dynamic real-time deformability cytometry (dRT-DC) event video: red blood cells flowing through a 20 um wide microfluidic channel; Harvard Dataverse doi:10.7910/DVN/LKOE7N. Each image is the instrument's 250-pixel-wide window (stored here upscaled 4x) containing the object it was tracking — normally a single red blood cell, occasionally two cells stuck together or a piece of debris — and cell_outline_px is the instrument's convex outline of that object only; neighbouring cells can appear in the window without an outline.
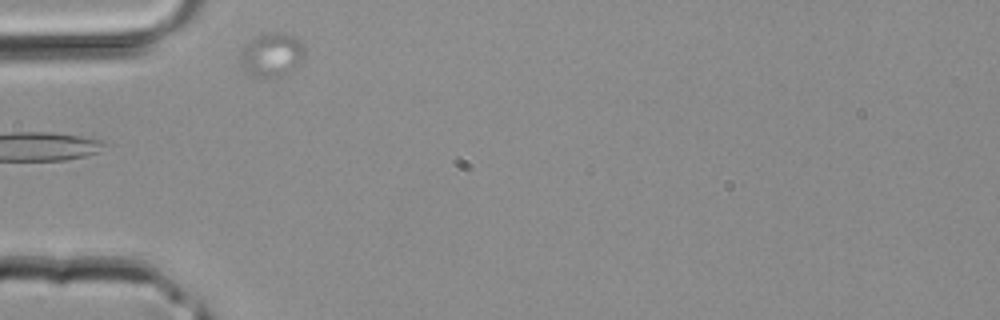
{"species": "common noctule bat (a hibernating species)", "species_latin": "Nyctalus noctula", "temperature_condition": "room temperature", "stored_images_in_passage": 23, "camera_frame_rate_fps": 3000, "um_per_image_px": 0.085, "animal": {"sex": "male", "body_mass_g": 20.4}, "frame": {"image": 1, "passage_image": 1, "time_ms": 0.0, "image_size_px": [1000, 320], "cell_outline_px": [[304, 60], [288, 72], [280, 76], [252, 76], [240, 64], [240, 60], [248, 44], [260, 32], [284, 32], [296, 36], [304, 40]], "centroid_in_image_um": [23.19, 4.6], "position_along_channel_um": 61.8, "area_um2": 16.36}}
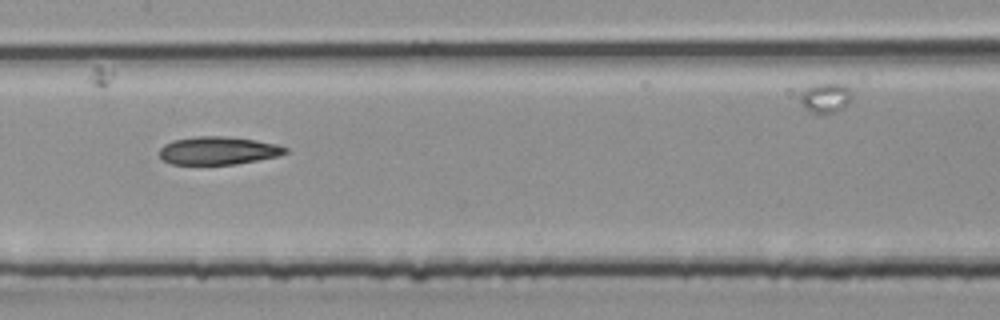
{"frame": {"image": 2, "passage_image": 7, "time_ms": 2.0, "image_size_px": [1000, 320], "cell_outline_px": [[288, 152], [280, 156], [236, 164], [172, 164], [164, 160], [160, 156], [160, 148], [164, 144], [172, 140], [196, 136], [224, 136], [256, 140], [276, 144], [288, 148]], "centroid_in_image_um": [18.56, 12.79], "position_along_channel_um": 188.8, "area_um2": 20.58}}
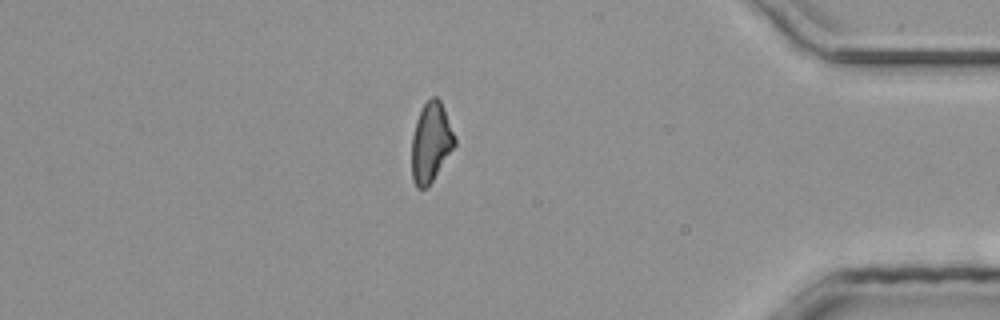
{"frame": {"image": 3, "passage_image": 21, "time_ms": 6.667, "image_size_px": [1000, 320], "cell_outline_px": [[456, 144], [428, 188], [416, 188], [412, 180], [412, 136], [416, 120], [424, 104], [432, 96], [436, 96], [440, 100], [444, 108], [456, 136]], "centroid_in_image_um": [36.63, 12.12], "position_along_channel_um": 398.6, "area_um2": 20.06}}